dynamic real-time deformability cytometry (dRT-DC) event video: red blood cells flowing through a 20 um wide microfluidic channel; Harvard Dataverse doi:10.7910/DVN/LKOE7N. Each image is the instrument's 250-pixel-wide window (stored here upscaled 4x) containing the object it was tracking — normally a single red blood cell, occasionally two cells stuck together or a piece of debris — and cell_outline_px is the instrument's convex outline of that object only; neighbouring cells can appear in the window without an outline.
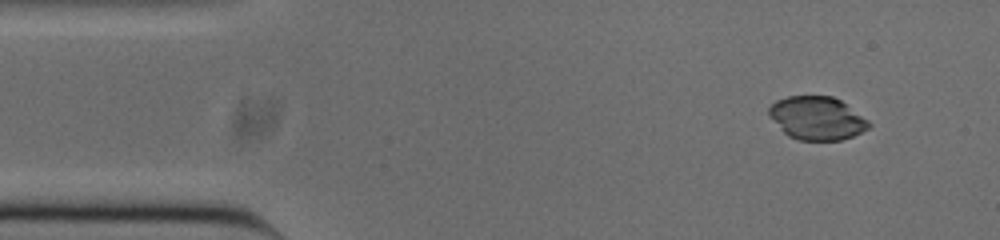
{"species": "common noctule bat (a hibernating species)", "species_latin": "Nyctalus noctula", "temperature_condition": "cold", "stored_images_in_passage": 51, "camera_frame_rate_fps": 3000, "um_per_image_px": 0.085, "animal": {"sex": "male", "body_mass_g": 20.0, "forearm_length_mm": 53.3}, "frame": {"image": 1, "passage_image": 3, "time_ms": 0.667, "image_size_px": [1000, 240], "cell_outline_px": [[872, 124], [868, 128], [852, 136], [840, 140], [800, 140], [788, 136], [768, 116], [768, 108], [776, 100], [788, 96], [832, 96], [840, 100], [868, 120]], "centroid_in_image_um": [69.41, 10.04], "position_along_channel_um": 15.6, "area_um2": 25.03}}
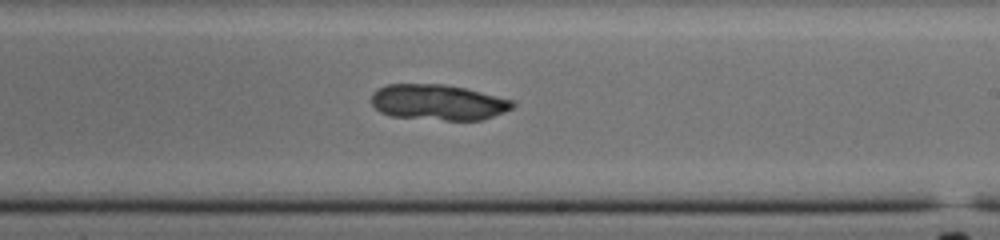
{"frame": {"image": 2, "passage_image": 28, "time_ms": 9.0, "image_size_px": [1000, 240], "cell_outline_px": [[516, 104], [512, 108], [504, 112], [480, 120], [444, 120], [392, 116], [380, 112], [372, 104], [372, 92], [388, 84], [444, 84], [464, 88], [512, 100]], "centroid_in_image_um": [37.22, 8.7], "position_along_channel_um": 251.8, "area_um2": 29.07}}
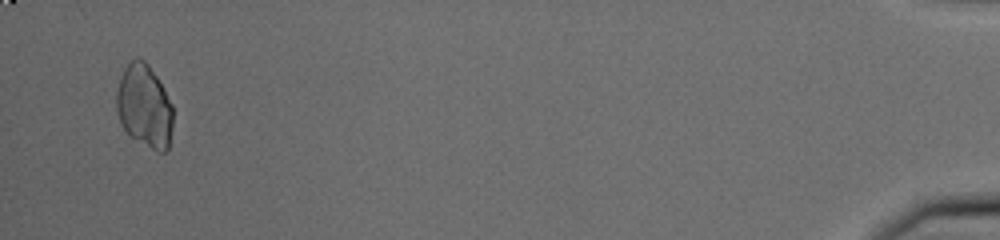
{"frame": {"image": 3, "passage_image": 49, "time_ms": 16.0, "image_size_px": [1000, 240], "cell_outline_px": [[172, 128], [168, 148], [164, 152], [156, 152], [136, 140], [120, 124], [116, 108], [116, 92], [124, 68], [136, 56], [144, 60], [148, 64], [164, 88], [172, 104]], "centroid_in_image_um": [12.27, 9.02], "position_along_channel_um": 422.9, "area_um2": 27.34}, "authors_computed_cell_mechanics": {"area_um2": 29.0734, "velocity_mm_per_s": 3.8135, "shape_relaxation_time_tau1_ms": null, "shape_relaxation_time_tau2_ms": 5.3501, "deformation_change_tau1": null, "deformation_change_tau2": 0.048}}